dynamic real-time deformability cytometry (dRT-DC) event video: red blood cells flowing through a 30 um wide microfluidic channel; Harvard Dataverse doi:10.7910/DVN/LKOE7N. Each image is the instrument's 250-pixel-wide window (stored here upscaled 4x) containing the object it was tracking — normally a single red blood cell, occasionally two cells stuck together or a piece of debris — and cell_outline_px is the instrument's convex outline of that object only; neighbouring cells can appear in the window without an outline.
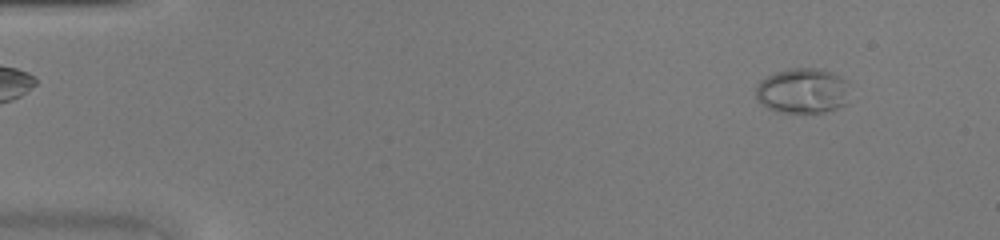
{"species": "common noctule bat (a hibernating species)", "species_latin": "Nyctalus noctula", "temperature_condition": "warm", "stored_images_in_passage": 42, "camera_frame_rate_fps": 3000, "um_per_image_px": 0.085, "animal": {"sex": "female", "body_mass_g": 20.0, "forearm_length_mm": 54.0}, "frame": {"image": 1, "passage_image": 1, "time_ms": 0.0, "image_size_px": [1000, 240], "cell_outline_px": [[848, 104], [824, 112], [776, 112], [768, 108], [756, 100], [756, 84], [760, 80], [776, 72], [792, 68], [820, 68], [832, 72], [844, 80]], "centroid_in_image_um": [68.17, 7.72], "position_along_channel_um": 16.8, "area_um2": 24.62}}
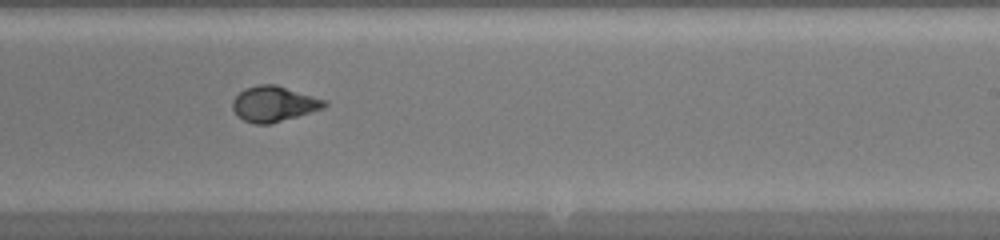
{"frame": {"image": 2, "passage_image": 25, "time_ms": 8.0, "image_size_px": [1000, 240], "cell_outline_px": [[328, 104], [324, 108], [268, 124], [256, 124], [244, 120], [236, 116], [232, 108], [232, 100], [244, 88], [260, 84], [276, 84], [328, 100]], "centroid_in_image_um": [23.27, 8.81], "position_along_channel_um": 265.7, "area_um2": 19.02}}
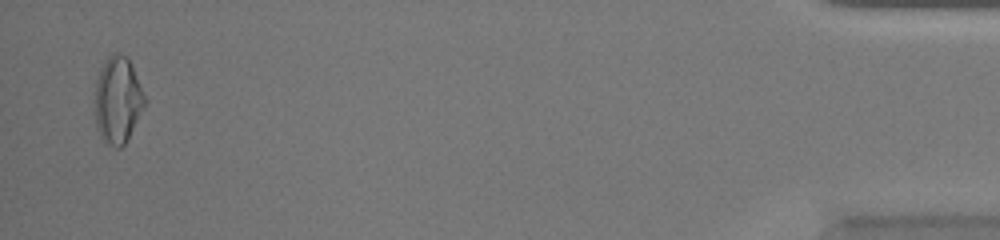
{"frame": {"image": 3, "passage_image": 41, "time_ms": 13.333, "image_size_px": [1000, 240], "cell_outline_px": [[148, 104], [124, 144], [120, 148], [116, 148], [104, 140], [100, 136], [96, 124], [96, 80], [100, 68], [104, 60], [112, 52], [116, 52], [128, 56], [148, 100]], "centroid_in_image_um": [10.06, 8.46], "position_along_channel_um": 425.1, "area_um2": 25.55}}